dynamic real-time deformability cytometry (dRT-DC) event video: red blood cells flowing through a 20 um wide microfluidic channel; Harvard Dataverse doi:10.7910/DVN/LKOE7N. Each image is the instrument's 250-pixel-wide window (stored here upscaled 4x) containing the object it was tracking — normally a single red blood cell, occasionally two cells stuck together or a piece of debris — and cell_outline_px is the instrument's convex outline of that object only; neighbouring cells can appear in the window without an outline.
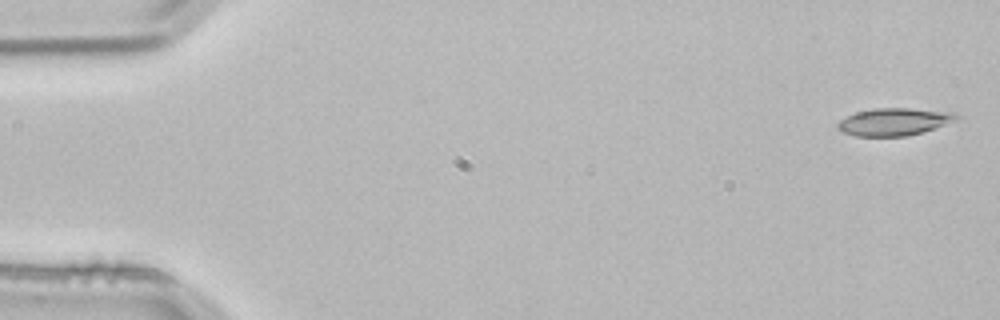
{"species": "common noctule bat (a hibernating species)", "species_latin": "Nyctalus noctula", "temperature_condition": "room temperature", "stored_images_in_passage": 3, "camera_frame_rate_fps": 3000, "um_per_image_px": 0.085, "animal": {"sex": "male", "body_mass_g": 21.5, "forearm_length_mm": 52.0}, "frame": {"image": 1, "passage_image": 1, "time_ms": 0.0, "image_size_px": [1000, 320], "cell_outline_px": [[960, 116], [944, 124], [920, 132], [904, 136], [856, 136], [840, 132], [836, 128], [836, 124], [840, 120], [856, 112], [872, 108], [908, 108], [956, 112]], "centroid_in_image_um": [75.92, 10.34], "position_along_channel_um": 9.1, "area_um2": 18.79}}
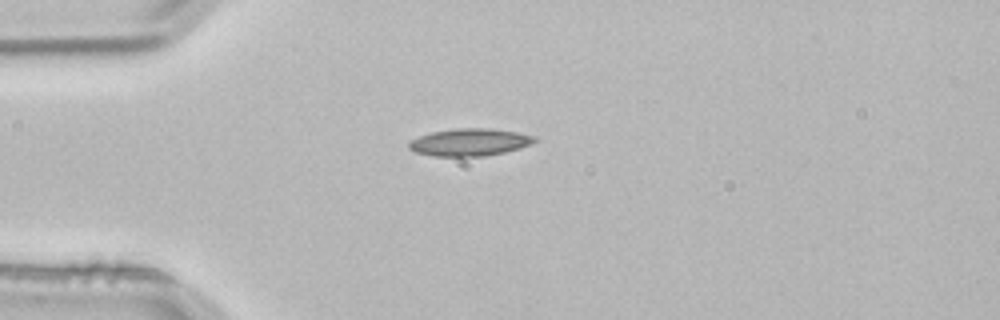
{"frame": {"image": 2, "passage_image": 3, "time_ms": 0.667, "image_size_px": [1000, 320], "cell_outline_px": [[540, 140], [520, 148], [504, 152], [484, 156], [432, 156], [416, 152], [408, 148], [408, 144], [412, 140], [420, 136], [432, 132], [456, 128], [488, 128], [516, 132], [536, 136]], "centroid_in_image_um": [39.95, 12.09], "position_along_channel_um": 45.0, "area_um2": 20.0}}